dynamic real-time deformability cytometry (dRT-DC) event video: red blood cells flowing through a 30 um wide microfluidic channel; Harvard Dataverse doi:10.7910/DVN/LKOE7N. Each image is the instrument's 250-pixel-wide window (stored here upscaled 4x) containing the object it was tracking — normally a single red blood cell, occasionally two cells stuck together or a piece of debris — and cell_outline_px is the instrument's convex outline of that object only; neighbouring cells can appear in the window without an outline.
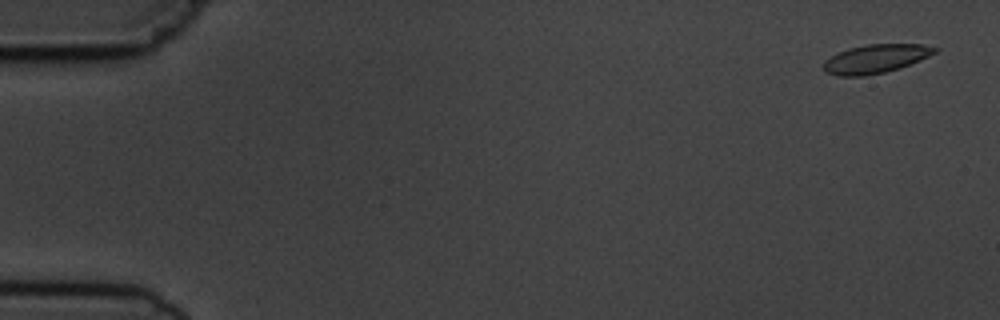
{"species": "common noctule bat (a hibernating species)", "species_latin": "Nyctalus noctula", "temperature_condition": "cold", "stored_images_in_passage": 3, "camera_frame_rate_fps": 3000, "um_per_image_px": 0.085, "animal": {"sex": "male", "body_mass_g": 19.5, "forearm_length_mm": 54.6}, "frame": {"image": 1, "passage_image": 1, "time_ms": 0.0, "image_size_px": [1000, 320], "cell_outline_px": [[940, 48], [936, 52], [920, 60], [900, 68], [884, 72], [864, 76], [840, 76], [828, 72], [824, 68], [824, 60], [840, 52], [852, 48], [868, 44], [924, 44]], "centroid_in_image_um": [74.48, 4.99], "position_along_channel_um": 10.5, "area_um2": 18.32}}